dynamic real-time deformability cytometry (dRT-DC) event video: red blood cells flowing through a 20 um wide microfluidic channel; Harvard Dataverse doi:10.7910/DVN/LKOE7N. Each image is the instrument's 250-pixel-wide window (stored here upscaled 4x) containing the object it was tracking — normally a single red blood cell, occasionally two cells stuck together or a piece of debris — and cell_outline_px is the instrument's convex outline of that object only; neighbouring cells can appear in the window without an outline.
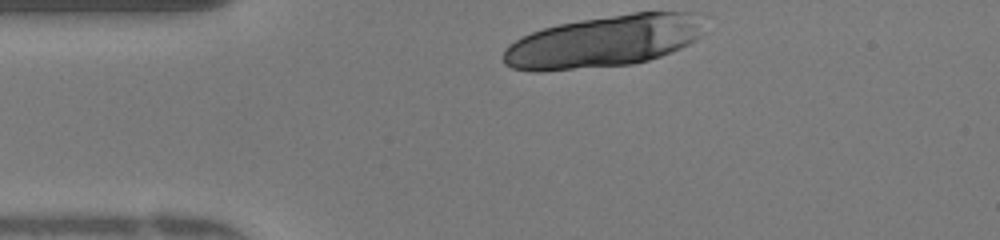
{"species": "human", "species_latin": "Homo sapiens", "temperature_condition": "warm", "stored_images_in_passage": 30, "camera_frame_rate_fps": 3000, "um_per_image_px": 0.085, "donor": {"sex": "female"}, "frame": {"image": 1, "passage_image": 1, "time_ms": 0.0, "image_size_px": [1000, 240], "cell_outline_px": [[700, 36], [696, 40], [680, 48], [660, 56], [648, 60], [632, 64], [540, 72], [532, 72], [512, 68], [504, 64], [504, 48], [508, 44], [532, 32], [544, 28], [560, 24], [580, 20], [632, 12], [692, 12]], "centroid_in_image_um": [51.19, 3.54], "position_along_channel_um": 33.8, "area_um2": 59.88}, "authors_computed_cell_mechanics": {"area_um2": 35.7493, "velocity_mm_per_s": 4.1405, "shape_relaxation_time_tau1_ms": 1.9444, "shape_relaxation_time_tau2_ms": null, "deformation_change_tau1": 0.3962, "deformation_change_tau2": null}}